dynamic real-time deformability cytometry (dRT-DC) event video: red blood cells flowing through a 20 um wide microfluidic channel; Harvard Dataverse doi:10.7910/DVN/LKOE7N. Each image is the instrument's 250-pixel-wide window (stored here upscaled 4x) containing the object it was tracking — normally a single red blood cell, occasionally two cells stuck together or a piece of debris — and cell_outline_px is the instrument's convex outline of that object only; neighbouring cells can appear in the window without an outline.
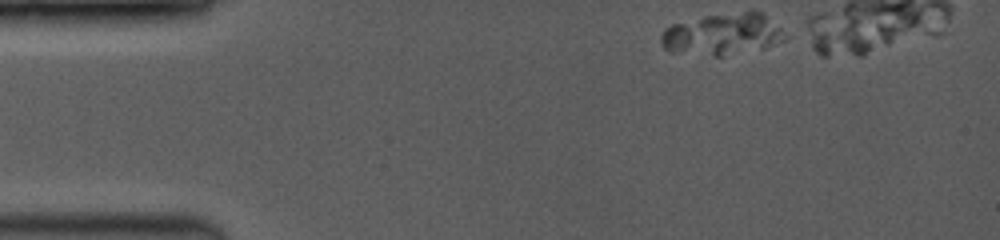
{"species": "common noctule bat (a hibernating species)", "species_latin": "Nyctalus noctula", "temperature_condition": "room temperature", "stored_images_in_passage": 6, "camera_frame_rate_fps": 3500, "um_per_image_px": 0.085, "animal": {"sex": "female", "body_mass_g": 19.0, "forearm_length_mm": 53.3}, "frame": {"image": 1, "passage_image": 1, "time_ms": 0.0, "image_size_px": [1000, 240], "cell_outline_px": [[788, 36], [784, 40], [764, 48], [720, 56], [716, 56], [668, 52], [660, 44], [660, 36], [664, 28], [672, 24], [708, 16], [744, 12], [760, 12], [780, 28]], "centroid_in_image_um": [61.36, 2.94], "position_along_channel_um": 23.6, "area_um2": 29.71}}